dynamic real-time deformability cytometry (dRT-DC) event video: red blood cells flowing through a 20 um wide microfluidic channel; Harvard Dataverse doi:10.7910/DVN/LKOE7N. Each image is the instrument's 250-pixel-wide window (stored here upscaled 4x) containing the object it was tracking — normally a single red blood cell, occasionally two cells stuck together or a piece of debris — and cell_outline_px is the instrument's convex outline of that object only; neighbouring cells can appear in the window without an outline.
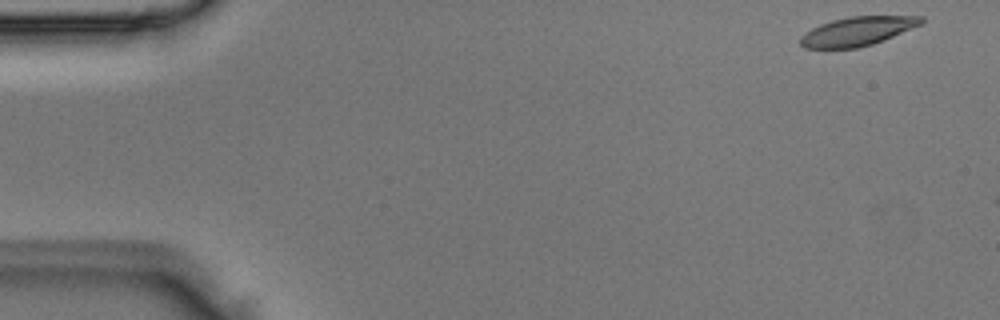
{"species": "Egyptian fruit bat (a non-hibernating species)", "species_latin": "Rousettus aegyptiacus", "temperature_condition": "room temperature", "stored_images_in_passage": 3, "camera_frame_rate_fps": 3000, "um_per_image_px": 0.085, "animal": {"sex": "male"}, "frame": {"image": 1, "passage_image": 1, "time_ms": 0.0, "image_size_px": [1000, 320], "cell_outline_px": [[924, 24], [884, 40], [872, 44], [856, 48], [804, 48], [800, 44], [800, 36], [812, 28], [820, 24], [832, 20], [848, 16], [924, 16]], "centroid_in_image_um": [72.91, 2.65], "position_along_channel_um": 12.1, "area_um2": 20.52}}